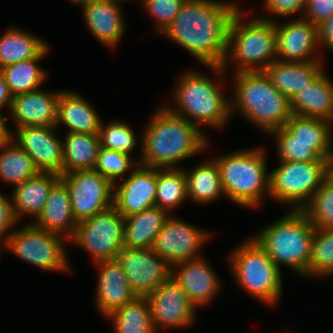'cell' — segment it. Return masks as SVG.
I'll list each match as a JSON object with an SVG mask.
<instances>
[{"label":"cell","instance_id":"cell-1","mask_svg":"<svg viewBox=\"0 0 333 333\" xmlns=\"http://www.w3.org/2000/svg\"><path fill=\"white\" fill-rule=\"evenodd\" d=\"M238 1L186 0L162 33L200 63L221 67L227 51V31Z\"/></svg>","mask_w":333,"mask_h":333},{"label":"cell","instance_id":"cell-2","mask_svg":"<svg viewBox=\"0 0 333 333\" xmlns=\"http://www.w3.org/2000/svg\"><path fill=\"white\" fill-rule=\"evenodd\" d=\"M140 137L139 164L152 168H178L210 146V139L192 122L173 113L164 104L153 113Z\"/></svg>","mask_w":333,"mask_h":333},{"label":"cell","instance_id":"cell-3","mask_svg":"<svg viewBox=\"0 0 333 333\" xmlns=\"http://www.w3.org/2000/svg\"><path fill=\"white\" fill-rule=\"evenodd\" d=\"M208 68L214 72L220 84L216 83V79L190 68L180 75L172 91L173 103L170 104L175 106L164 105L173 113L192 122L200 130L203 125L220 130L231 117L230 98L220 89L228 73L219 66H208Z\"/></svg>","mask_w":333,"mask_h":333},{"label":"cell","instance_id":"cell-4","mask_svg":"<svg viewBox=\"0 0 333 333\" xmlns=\"http://www.w3.org/2000/svg\"><path fill=\"white\" fill-rule=\"evenodd\" d=\"M233 77L231 116L237 111L265 135L283 127L293 116L290 99L272 85L264 71L237 72Z\"/></svg>","mask_w":333,"mask_h":333},{"label":"cell","instance_id":"cell-5","mask_svg":"<svg viewBox=\"0 0 333 333\" xmlns=\"http://www.w3.org/2000/svg\"><path fill=\"white\" fill-rule=\"evenodd\" d=\"M242 11L239 7L229 23L227 51L221 66L226 73L231 65L234 66L233 74L264 71L277 60L274 21L264 20L259 16L247 19L248 11Z\"/></svg>","mask_w":333,"mask_h":333},{"label":"cell","instance_id":"cell-6","mask_svg":"<svg viewBox=\"0 0 333 333\" xmlns=\"http://www.w3.org/2000/svg\"><path fill=\"white\" fill-rule=\"evenodd\" d=\"M263 147L246 148L215 158L224 194L237 205L257 208L269 198L270 172Z\"/></svg>","mask_w":333,"mask_h":333},{"label":"cell","instance_id":"cell-7","mask_svg":"<svg viewBox=\"0 0 333 333\" xmlns=\"http://www.w3.org/2000/svg\"><path fill=\"white\" fill-rule=\"evenodd\" d=\"M286 213L252 237L280 269L286 265L307 278L315 227L302 210Z\"/></svg>","mask_w":333,"mask_h":333},{"label":"cell","instance_id":"cell-8","mask_svg":"<svg viewBox=\"0 0 333 333\" xmlns=\"http://www.w3.org/2000/svg\"><path fill=\"white\" fill-rule=\"evenodd\" d=\"M230 251L228 265L241 290L267 306L278 304L283 294L282 271L258 242L249 236Z\"/></svg>","mask_w":333,"mask_h":333},{"label":"cell","instance_id":"cell-9","mask_svg":"<svg viewBox=\"0 0 333 333\" xmlns=\"http://www.w3.org/2000/svg\"><path fill=\"white\" fill-rule=\"evenodd\" d=\"M278 162L270 171L269 198L289 210H302L331 172L328 159Z\"/></svg>","mask_w":333,"mask_h":333},{"label":"cell","instance_id":"cell-10","mask_svg":"<svg viewBox=\"0 0 333 333\" xmlns=\"http://www.w3.org/2000/svg\"><path fill=\"white\" fill-rule=\"evenodd\" d=\"M62 235L43 230L32 222L10 233L4 248L17 258L47 271H71L66 241Z\"/></svg>","mask_w":333,"mask_h":333},{"label":"cell","instance_id":"cell-11","mask_svg":"<svg viewBox=\"0 0 333 333\" xmlns=\"http://www.w3.org/2000/svg\"><path fill=\"white\" fill-rule=\"evenodd\" d=\"M125 218L114 206L78 223L70 244L86 251L93 262L116 259L123 248Z\"/></svg>","mask_w":333,"mask_h":333},{"label":"cell","instance_id":"cell-12","mask_svg":"<svg viewBox=\"0 0 333 333\" xmlns=\"http://www.w3.org/2000/svg\"><path fill=\"white\" fill-rule=\"evenodd\" d=\"M74 218L79 223L113 206L114 184L95 170L62 174Z\"/></svg>","mask_w":333,"mask_h":333},{"label":"cell","instance_id":"cell-13","mask_svg":"<svg viewBox=\"0 0 333 333\" xmlns=\"http://www.w3.org/2000/svg\"><path fill=\"white\" fill-rule=\"evenodd\" d=\"M205 231L172 214L156 236L152 249L171 266L202 257L203 246L212 238Z\"/></svg>","mask_w":333,"mask_h":333},{"label":"cell","instance_id":"cell-14","mask_svg":"<svg viewBox=\"0 0 333 333\" xmlns=\"http://www.w3.org/2000/svg\"><path fill=\"white\" fill-rule=\"evenodd\" d=\"M116 260L120 263L132 291L146 297L171 278V265L152 248L123 247Z\"/></svg>","mask_w":333,"mask_h":333},{"label":"cell","instance_id":"cell-15","mask_svg":"<svg viewBox=\"0 0 333 333\" xmlns=\"http://www.w3.org/2000/svg\"><path fill=\"white\" fill-rule=\"evenodd\" d=\"M155 331L166 328H189L195 323L196 307L172 278L146 296ZM160 327V329H159Z\"/></svg>","mask_w":333,"mask_h":333},{"label":"cell","instance_id":"cell-16","mask_svg":"<svg viewBox=\"0 0 333 333\" xmlns=\"http://www.w3.org/2000/svg\"><path fill=\"white\" fill-rule=\"evenodd\" d=\"M277 22L278 20L274 21L278 61L295 63L322 61L320 55L323 54H319V33L316 25L304 17L286 20L283 24Z\"/></svg>","mask_w":333,"mask_h":333},{"label":"cell","instance_id":"cell-17","mask_svg":"<svg viewBox=\"0 0 333 333\" xmlns=\"http://www.w3.org/2000/svg\"><path fill=\"white\" fill-rule=\"evenodd\" d=\"M56 126H26L14 129L11 138L26 151L40 172L62 175L63 141Z\"/></svg>","mask_w":333,"mask_h":333},{"label":"cell","instance_id":"cell-18","mask_svg":"<svg viewBox=\"0 0 333 333\" xmlns=\"http://www.w3.org/2000/svg\"><path fill=\"white\" fill-rule=\"evenodd\" d=\"M157 169L138 165L123 181L114 183L113 206L125 218L155 207Z\"/></svg>","mask_w":333,"mask_h":333},{"label":"cell","instance_id":"cell-19","mask_svg":"<svg viewBox=\"0 0 333 333\" xmlns=\"http://www.w3.org/2000/svg\"><path fill=\"white\" fill-rule=\"evenodd\" d=\"M171 278L181 286L196 308L210 304L221 291L220 278L203 256L174 264Z\"/></svg>","mask_w":333,"mask_h":333},{"label":"cell","instance_id":"cell-20","mask_svg":"<svg viewBox=\"0 0 333 333\" xmlns=\"http://www.w3.org/2000/svg\"><path fill=\"white\" fill-rule=\"evenodd\" d=\"M60 91L41 88L13 96L9 110L15 129L26 126H55Z\"/></svg>","mask_w":333,"mask_h":333},{"label":"cell","instance_id":"cell-21","mask_svg":"<svg viewBox=\"0 0 333 333\" xmlns=\"http://www.w3.org/2000/svg\"><path fill=\"white\" fill-rule=\"evenodd\" d=\"M99 267L95 292L96 308L103 317L134 300L137 296L127 281L126 274L116 259L95 263Z\"/></svg>","mask_w":333,"mask_h":333},{"label":"cell","instance_id":"cell-22","mask_svg":"<svg viewBox=\"0 0 333 333\" xmlns=\"http://www.w3.org/2000/svg\"><path fill=\"white\" fill-rule=\"evenodd\" d=\"M90 33L101 44L115 48L125 33V17L117 0H93L82 8Z\"/></svg>","mask_w":333,"mask_h":333},{"label":"cell","instance_id":"cell-23","mask_svg":"<svg viewBox=\"0 0 333 333\" xmlns=\"http://www.w3.org/2000/svg\"><path fill=\"white\" fill-rule=\"evenodd\" d=\"M32 223L43 230L62 235L68 241L73 237L78 222L72 212L68 188L61 179L52 187L41 214Z\"/></svg>","mask_w":333,"mask_h":333},{"label":"cell","instance_id":"cell-24","mask_svg":"<svg viewBox=\"0 0 333 333\" xmlns=\"http://www.w3.org/2000/svg\"><path fill=\"white\" fill-rule=\"evenodd\" d=\"M74 90L60 91L56 128L67 127L68 132L99 134L101 118L95 107Z\"/></svg>","mask_w":333,"mask_h":333},{"label":"cell","instance_id":"cell-25","mask_svg":"<svg viewBox=\"0 0 333 333\" xmlns=\"http://www.w3.org/2000/svg\"><path fill=\"white\" fill-rule=\"evenodd\" d=\"M290 101L293 115L333 122V81L325 69Z\"/></svg>","mask_w":333,"mask_h":333},{"label":"cell","instance_id":"cell-26","mask_svg":"<svg viewBox=\"0 0 333 333\" xmlns=\"http://www.w3.org/2000/svg\"><path fill=\"white\" fill-rule=\"evenodd\" d=\"M60 180V175L39 172L18 186L12 193L13 212L18 223L24 216L35 221L41 214L52 187Z\"/></svg>","mask_w":333,"mask_h":333},{"label":"cell","instance_id":"cell-27","mask_svg":"<svg viewBox=\"0 0 333 333\" xmlns=\"http://www.w3.org/2000/svg\"><path fill=\"white\" fill-rule=\"evenodd\" d=\"M321 62L274 61L264 70L272 85L290 100L323 70Z\"/></svg>","mask_w":333,"mask_h":333},{"label":"cell","instance_id":"cell-28","mask_svg":"<svg viewBox=\"0 0 333 333\" xmlns=\"http://www.w3.org/2000/svg\"><path fill=\"white\" fill-rule=\"evenodd\" d=\"M170 216L166 210L155 206L125 217L123 247L152 248L156 236Z\"/></svg>","mask_w":333,"mask_h":333},{"label":"cell","instance_id":"cell-29","mask_svg":"<svg viewBox=\"0 0 333 333\" xmlns=\"http://www.w3.org/2000/svg\"><path fill=\"white\" fill-rule=\"evenodd\" d=\"M184 172L188 200L199 205H207L225 196L214 158L197 164L192 170L184 168Z\"/></svg>","mask_w":333,"mask_h":333},{"label":"cell","instance_id":"cell-30","mask_svg":"<svg viewBox=\"0 0 333 333\" xmlns=\"http://www.w3.org/2000/svg\"><path fill=\"white\" fill-rule=\"evenodd\" d=\"M62 140V174L94 170L101 147L99 134L68 132Z\"/></svg>","mask_w":333,"mask_h":333},{"label":"cell","instance_id":"cell-31","mask_svg":"<svg viewBox=\"0 0 333 333\" xmlns=\"http://www.w3.org/2000/svg\"><path fill=\"white\" fill-rule=\"evenodd\" d=\"M48 43L18 27H9L0 36V69L4 66L36 58Z\"/></svg>","mask_w":333,"mask_h":333},{"label":"cell","instance_id":"cell-32","mask_svg":"<svg viewBox=\"0 0 333 333\" xmlns=\"http://www.w3.org/2000/svg\"><path fill=\"white\" fill-rule=\"evenodd\" d=\"M48 52L49 45L36 58L13 63L0 69L12 96L42 88L47 72L39 66V61H42Z\"/></svg>","mask_w":333,"mask_h":333},{"label":"cell","instance_id":"cell-33","mask_svg":"<svg viewBox=\"0 0 333 333\" xmlns=\"http://www.w3.org/2000/svg\"><path fill=\"white\" fill-rule=\"evenodd\" d=\"M284 127L296 136L297 140L310 144L320 158L328 159L331 149V121L293 115Z\"/></svg>","mask_w":333,"mask_h":333},{"label":"cell","instance_id":"cell-34","mask_svg":"<svg viewBox=\"0 0 333 333\" xmlns=\"http://www.w3.org/2000/svg\"><path fill=\"white\" fill-rule=\"evenodd\" d=\"M39 172L33 159L12 138L0 146V181L15 187Z\"/></svg>","mask_w":333,"mask_h":333},{"label":"cell","instance_id":"cell-35","mask_svg":"<svg viewBox=\"0 0 333 333\" xmlns=\"http://www.w3.org/2000/svg\"><path fill=\"white\" fill-rule=\"evenodd\" d=\"M106 318L112 322L114 333H157L146 297H136Z\"/></svg>","mask_w":333,"mask_h":333},{"label":"cell","instance_id":"cell-36","mask_svg":"<svg viewBox=\"0 0 333 333\" xmlns=\"http://www.w3.org/2000/svg\"><path fill=\"white\" fill-rule=\"evenodd\" d=\"M187 201L186 177L183 167L158 168L155 206L171 214L173 210Z\"/></svg>","mask_w":333,"mask_h":333},{"label":"cell","instance_id":"cell-37","mask_svg":"<svg viewBox=\"0 0 333 333\" xmlns=\"http://www.w3.org/2000/svg\"><path fill=\"white\" fill-rule=\"evenodd\" d=\"M302 211L315 228L333 229V170Z\"/></svg>","mask_w":333,"mask_h":333},{"label":"cell","instance_id":"cell-38","mask_svg":"<svg viewBox=\"0 0 333 333\" xmlns=\"http://www.w3.org/2000/svg\"><path fill=\"white\" fill-rule=\"evenodd\" d=\"M333 276V229L315 228L308 277Z\"/></svg>","mask_w":333,"mask_h":333},{"label":"cell","instance_id":"cell-39","mask_svg":"<svg viewBox=\"0 0 333 333\" xmlns=\"http://www.w3.org/2000/svg\"><path fill=\"white\" fill-rule=\"evenodd\" d=\"M99 138L101 147L131 155L138 140L133 128L127 122L112 120L100 124Z\"/></svg>","mask_w":333,"mask_h":333},{"label":"cell","instance_id":"cell-40","mask_svg":"<svg viewBox=\"0 0 333 333\" xmlns=\"http://www.w3.org/2000/svg\"><path fill=\"white\" fill-rule=\"evenodd\" d=\"M268 136L274 137L279 161H321L311 145L296 139L284 126L277 128Z\"/></svg>","mask_w":333,"mask_h":333},{"label":"cell","instance_id":"cell-41","mask_svg":"<svg viewBox=\"0 0 333 333\" xmlns=\"http://www.w3.org/2000/svg\"><path fill=\"white\" fill-rule=\"evenodd\" d=\"M138 165L139 161L131 155L100 147L94 170L114 184L120 178H126Z\"/></svg>","mask_w":333,"mask_h":333},{"label":"cell","instance_id":"cell-42","mask_svg":"<svg viewBox=\"0 0 333 333\" xmlns=\"http://www.w3.org/2000/svg\"><path fill=\"white\" fill-rule=\"evenodd\" d=\"M186 0H144L142 8L154 19V30L161 34L173 22Z\"/></svg>","mask_w":333,"mask_h":333},{"label":"cell","instance_id":"cell-43","mask_svg":"<svg viewBox=\"0 0 333 333\" xmlns=\"http://www.w3.org/2000/svg\"><path fill=\"white\" fill-rule=\"evenodd\" d=\"M306 1L307 0H264L263 9L270 15H268V17L260 16V18L268 21H275V17L288 18L291 16L295 17V15L302 18L305 12Z\"/></svg>","mask_w":333,"mask_h":333},{"label":"cell","instance_id":"cell-44","mask_svg":"<svg viewBox=\"0 0 333 333\" xmlns=\"http://www.w3.org/2000/svg\"><path fill=\"white\" fill-rule=\"evenodd\" d=\"M17 222L13 212L11 195L5 196V193L3 194L0 191V257L2 246H5L7 238L13 229H15L14 226Z\"/></svg>","mask_w":333,"mask_h":333},{"label":"cell","instance_id":"cell-45","mask_svg":"<svg viewBox=\"0 0 333 333\" xmlns=\"http://www.w3.org/2000/svg\"><path fill=\"white\" fill-rule=\"evenodd\" d=\"M333 15V0H307L303 17L317 27Z\"/></svg>","mask_w":333,"mask_h":333},{"label":"cell","instance_id":"cell-46","mask_svg":"<svg viewBox=\"0 0 333 333\" xmlns=\"http://www.w3.org/2000/svg\"><path fill=\"white\" fill-rule=\"evenodd\" d=\"M319 44L333 52V15L318 26Z\"/></svg>","mask_w":333,"mask_h":333},{"label":"cell","instance_id":"cell-47","mask_svg":"<svg viewBox=\"0 0 333 333\" xmlns=\"http://www.w3.org/2000/svg\"><path fill=\"white\" fill-rule=\"evenodd\" d=\"M13 96L9 90V87L4 79V76L0 73V113H2V109L11 108Z\"/></svg>","mask_w":333,"mask_h":333},{"label":"cell","instance_id":"cell-48","mask_svg":"<svg viewBox=\"0 0 333 333\" xmlns=\"http://www.w3.org/2000/svg\"><path fill=\"white\" fill-rule=\"evenodd\" d=\"M0 113V146L11 138V129L7 126V116Z\"/></svg>","mask_w":333,"mask_h":333},{"label":"cell","instance_id":"cell-49","mask_svg":"<svg viewBox=\"0 0 333 333\" xmlns=\"http://www.w3.org/2000/svg\"><path fill=\"white\" fill-rule=\"evenodd\" d=\"M329 166L330 169L333 170V122H332V128H331V149H330V155L328 157Z\"/></svg>","mask_w":333,"mask_h":333},{"label":"cell","instance_id":"cell-50","mask_svg":"<svg viewBox=\"0 0 333 333\" xmlns=\"http://www.w3.org/2000/svg\"><path fill=\"white\" fill-rule=\"evenodd\" d=\"M73 5H80L81 9L93 0H69Z\"/></svg>","mask_w":333,"mask_h":333},{"label":"cell","instance_id":"cell-51","mask_svg":"<svg viewBox=\"0 0 333 333\" xmlns=\"http://www.w3.org/2000/svg\"><path fill=\"white\" fill-rule=\"evenodd\" d=\"M117 1L120 2L121 4L123 3V2H122L123 0H117ZM124 1H125V0H124ZM139 1H140L139 3L142 5V3H143L144 0H139Z\"/></svg>","mask_w":333,"mask_h":333}]
</instances>
